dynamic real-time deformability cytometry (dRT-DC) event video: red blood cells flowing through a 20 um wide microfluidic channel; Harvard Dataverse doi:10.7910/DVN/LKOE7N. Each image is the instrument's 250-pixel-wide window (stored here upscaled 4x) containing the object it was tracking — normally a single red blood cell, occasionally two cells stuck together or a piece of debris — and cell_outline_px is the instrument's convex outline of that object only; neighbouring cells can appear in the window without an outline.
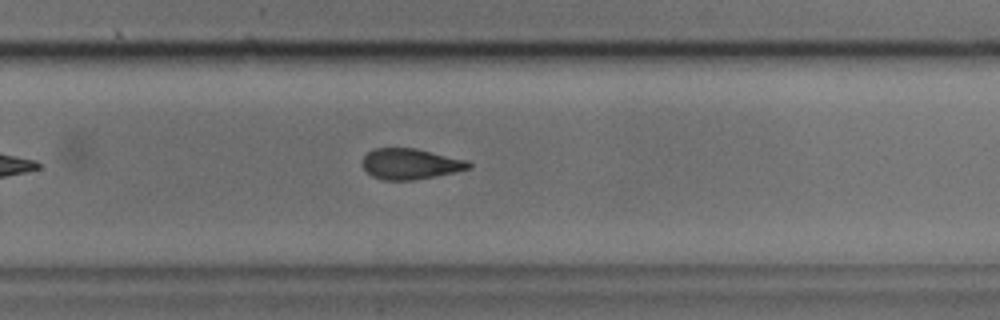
{"species": "common noctule bat (a hibernating species)", "species_latin": "Nyctalus noctula", "temperature_condition": "cold", "stored_images_in_passage": 32, "camera_frame_rate_fps": 3000, "um_per_image_px": 0.085, "animal": {"sex": "male", "body_mass_g": 17.9, "forearm_length_mm": 54.2}, "frame": {"image": 1, "passage_image": 19, "time_ms": 6.0, "image_size_px": [1000, 320], "cell_outline_px": [[472, 168], [436, 176], [412, 180], [384, 180], [372, 176], [364, 168], [360, 160], [368, 152], [376, 148], [416, 148], [468, 160], [472, 164]], "centroid_in_image_um": [34.89, 13.93], "position_along_channel_um": 294.9, "area_um2": 19.13}}
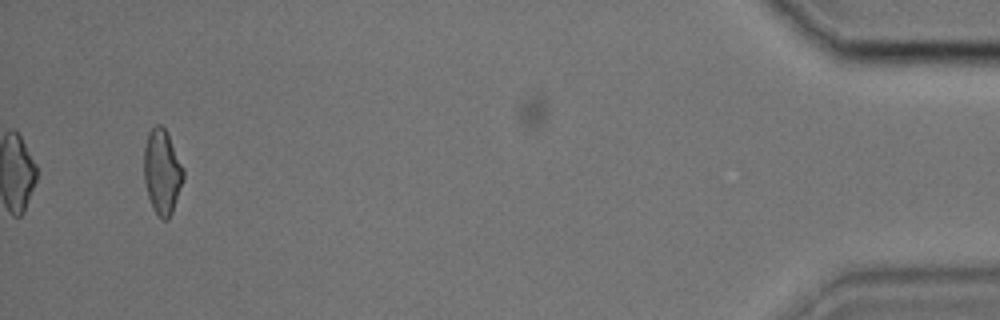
{"frame": {"image": 2, "passage_image": 32, "time_ms": 10.333, "image_size_px": [1000, 320], "cell_outline_px": [[184, 176], [172, 212], [168, 220], [164, 220], [152, 208], [148, 196], [144, 180], [144, 148], [148, 132], [156, 124], [160, 124], [164, 128], [184, 168]], "centroid_in_image_um": [13.76, 14.6], "position_along_channel_um": 421.4, "area_um2": 19.19}}